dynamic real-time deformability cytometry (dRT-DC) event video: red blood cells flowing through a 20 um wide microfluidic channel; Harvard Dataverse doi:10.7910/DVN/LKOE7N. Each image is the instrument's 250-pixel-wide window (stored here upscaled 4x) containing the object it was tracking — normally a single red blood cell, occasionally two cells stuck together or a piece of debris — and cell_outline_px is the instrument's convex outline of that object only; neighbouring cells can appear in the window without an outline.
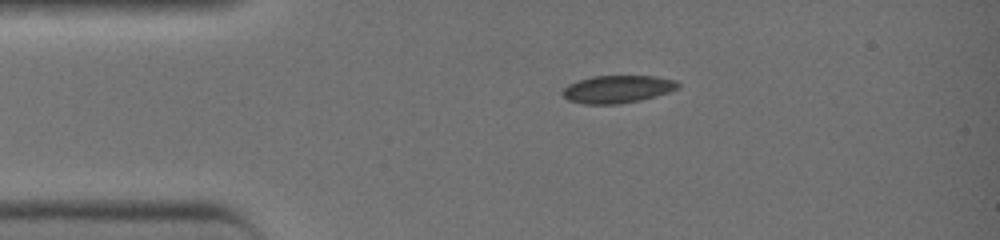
{"species": "common noctule bat (a hibernating species)", "species_latin": "Nyctalus noctula", "temperature_condition": "warm", "stored_images_in_passage": 21, "camera_frame_rate_fps": 3000, "um_per_image_px": 0.085, "animal": {"sex": "female", "body_mass_g": 19.0, "forearm_length_mm": 51.5}, "frame": {"image": 1, "passage_image": 1, "time_ms": 0.0, "image_size_px": [1000, 240], "cell_outline_px": [[680, 88], [656, 96], [640, 100], [620, 104], [584, 104], [568, 100], [560, 92], [568, 84], [592, 76], [656, 76], [676, 80], [680, 84]], "centroid_in_image_um": [52.5, 7.58], "position_along_channel_um": 32.5, "area_um2": 18.67}}
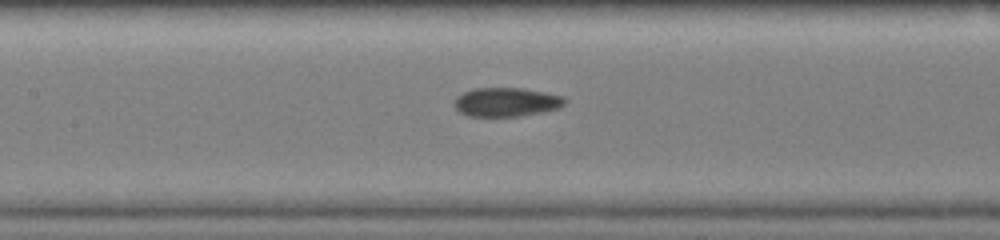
{"frame": {"image": 2, "passage_image": 12, "time_ms": 3.667, "image_size_px": [1000, 240], "cell_outline_px": [[564, 104], [556, 108], [512, 116], [472, 116], [460, 112], [456, 108], [456, 96], [472, 88], [524, 88], [544, 92], [560, 96], [564, 100]], "centroid_in_image_um": [42.96, 8.65], "position_along_channel_um": 164.4, "area_um2": 17.92}}
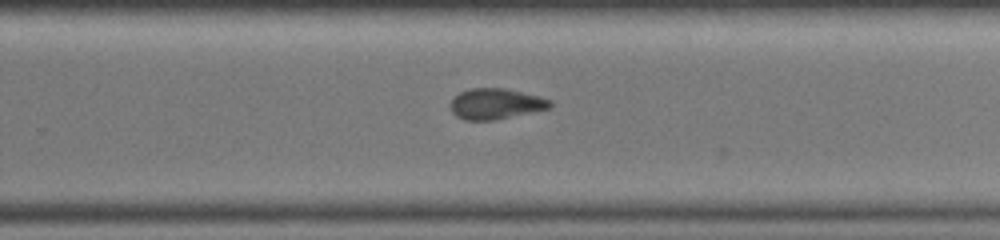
{"frame": {"image": 3, "passage_image": 20, "time_ms": 6.333, "image_size_px": [1000, 240], "cell_outline_px": [[552, 104], [548, 108], [492, 120], [468, 120], [456, 116], [452, 112], [452, 100], [460, 92], [472, 88], [504, 88], [536, 96], [548, 100]], "centroid_in_image_um": [42.08, 8.82], "position_along_channel_um": 287.7, "area_um2": 17.11}}